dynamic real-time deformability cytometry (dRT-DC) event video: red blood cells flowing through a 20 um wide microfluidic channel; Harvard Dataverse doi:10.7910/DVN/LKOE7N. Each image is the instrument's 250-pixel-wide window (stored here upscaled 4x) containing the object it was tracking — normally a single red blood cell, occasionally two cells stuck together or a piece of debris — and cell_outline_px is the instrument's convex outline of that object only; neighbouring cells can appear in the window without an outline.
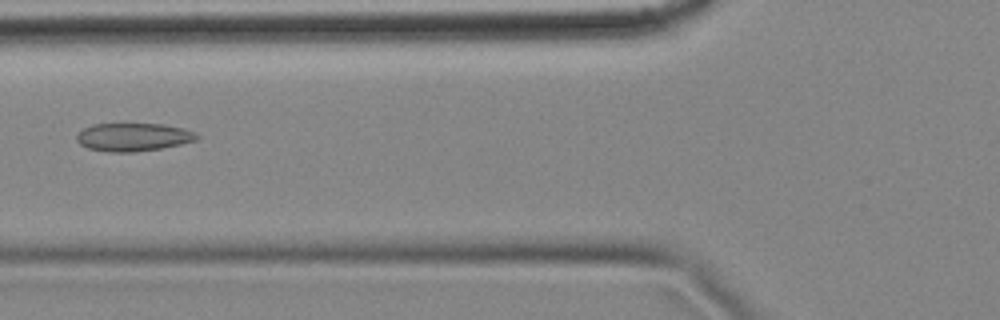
{"species": "common noctule bat (a hibernating species)", "species_latin": "Nyctalus noctula", "temperature_condition": "cold", "stored_images_in_passage": 5, "camera_frame_rate_fps": 3000, "um_per_image_px": 0.085, "animal": {"sex": "female", "body_mass_g": 18.4}, "frame": {"image": 1, "passage_image": 5, "time_ms": 1.333, "image_size_px": [1000, 320], "cell_outline_px": [[200, 136], [196, 140], [180, 144], [160, 148], [136, 152], [108, 152], [88, 148], [80, 144], [76, 140], [76, 136], [84, 128], [92, 124], [164, 124], [184, 128], [196, 132]], "centroid_in_image_um": [11.34, 11.65], "position_along_channel_um": 114.5, "area_um2": 19.71}}